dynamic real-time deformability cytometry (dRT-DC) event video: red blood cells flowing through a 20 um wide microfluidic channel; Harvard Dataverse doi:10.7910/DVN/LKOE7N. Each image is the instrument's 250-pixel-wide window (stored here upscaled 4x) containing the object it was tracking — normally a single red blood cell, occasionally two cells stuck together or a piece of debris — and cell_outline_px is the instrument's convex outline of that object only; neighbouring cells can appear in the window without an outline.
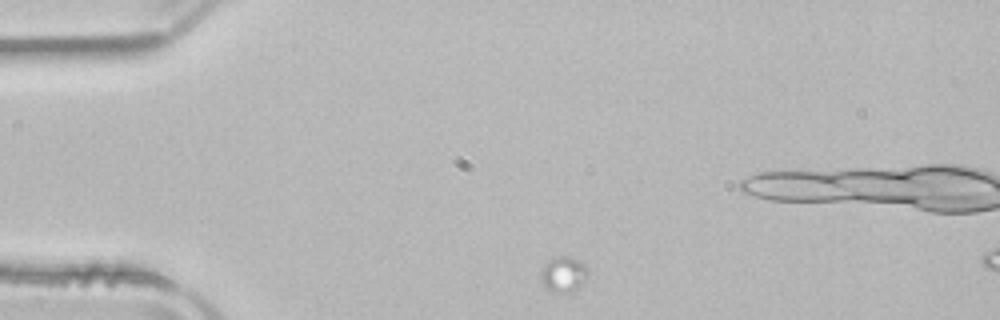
{"species": "common noctule bat (a hibernating species)", "species_latin": "Nyctalus noctula", "temperature_condition": "room temperature", "stored_images_in_passage": 7, "camera_frame_rate_fps": 3000, "um_per_image_px": 0.085, "animal": {"sex": "male", "body_mass_g": 21.5, "forearm_length_mm": 52.0}, "frame": {"image": 1, "passage_image": 2, "time_ms": 0.333, "image_size_px": [1000, 320], "cell_outline_px": [[588, 268], [580, 288], [576, 292], [552, 292], [544, 288], [540, 280], [540, 272], [544, 264], [552, 256], [568, 256], [580, 260]], "centroid_in_image_um": [47.85, 23.31], "position_along_channel_um": 37.1, "area_um2": 10.06}}